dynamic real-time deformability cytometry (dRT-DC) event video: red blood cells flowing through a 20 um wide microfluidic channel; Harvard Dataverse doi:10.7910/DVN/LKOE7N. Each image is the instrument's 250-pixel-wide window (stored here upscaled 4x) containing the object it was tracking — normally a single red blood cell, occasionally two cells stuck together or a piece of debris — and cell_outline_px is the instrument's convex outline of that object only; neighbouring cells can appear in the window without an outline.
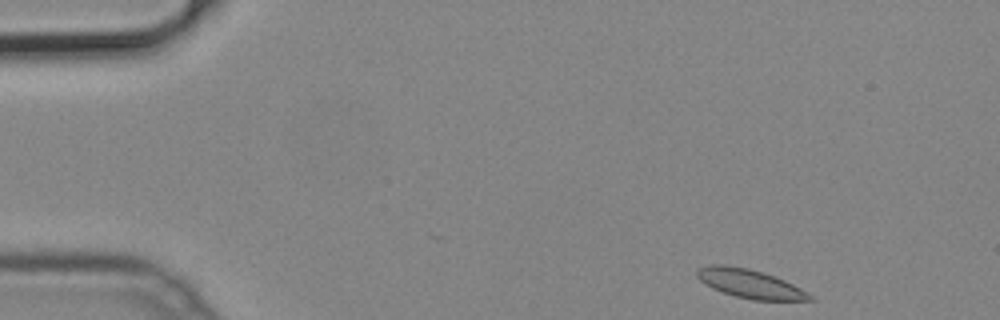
{"species": "common noctule bat (a hibernating species)", "species_latin": "Nyctalus noctula", "temperature_condition": "cold", "stored_images_in_passage": 47, "camera_frame_rate_fps": 3000, "um_per_image_px": 0.085, "animal": {"sex": "male", "body_mass_g": 19.2, "forearm_length_mm": 51.8}, "frame": {"image": 1, "passage_image": 1, "time_ms": 0.0, "image_size_px": [1000, 320], "cell_outline_px": [[816, 300], [752, 300], [736, 296], [712, 288], [704, 284], [696, 276], [696, 268], [712, 264], [724, 264], [748, 268], [764, 272], [784, 280], [800, 288], [812, 296]], "centroid_in_image_um": [63.7, 24.1], "position_along_channel_um": 21.3, "area_um2": 18.9}}
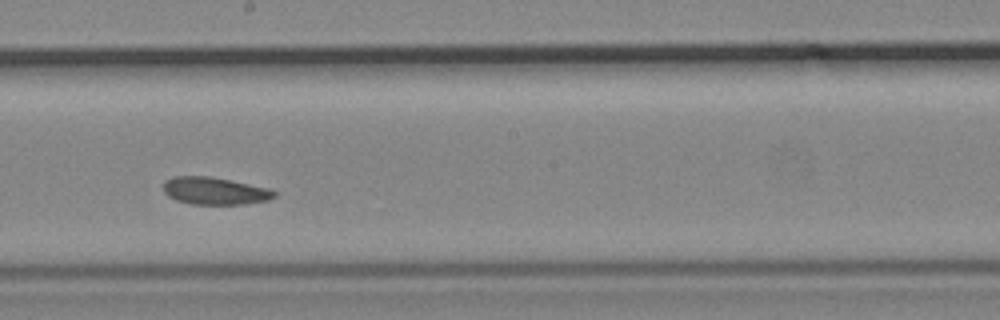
{"frame": {"image": 2, "passage_image": 24, "time_ms": 7.667, "image_size_px": [1000, 320], "cell_outline_px": [[276, 196], [268, 200], [244, 204], [192, 204], [176, 200], [168, 196], [164, 192], [164, 180], [172, 176], [208, 176], [232, 180], [268, 188], [276, 192]], "centroid_in_image_um": [18.24, 16.22], "position_along_channel_um": 230.0, "area_um2": 17.74}}
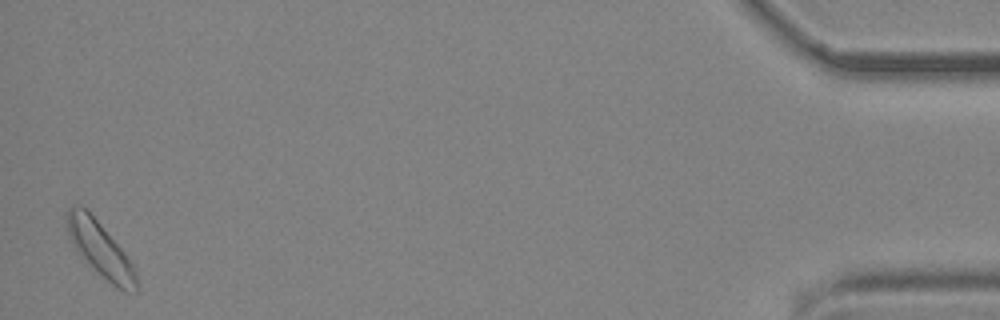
{"frame": {"image": 3, "passage_image": 46, "time_ms": 15.0, "image_size_px": [1000, 320], "cell_outline_px": [[136, 292], [124, 292], [116, 288], [96, 272], [76, 252], [68, 236], [64, 220], [68, 208], [72, 204], [84, 208], [100, 224], [124, 252], [132, 264], [136, 272]], "centroid_in_image_um": [8.46, 21.2], "position_along_channel_um": 426.7, "area_um2": 22.2}}